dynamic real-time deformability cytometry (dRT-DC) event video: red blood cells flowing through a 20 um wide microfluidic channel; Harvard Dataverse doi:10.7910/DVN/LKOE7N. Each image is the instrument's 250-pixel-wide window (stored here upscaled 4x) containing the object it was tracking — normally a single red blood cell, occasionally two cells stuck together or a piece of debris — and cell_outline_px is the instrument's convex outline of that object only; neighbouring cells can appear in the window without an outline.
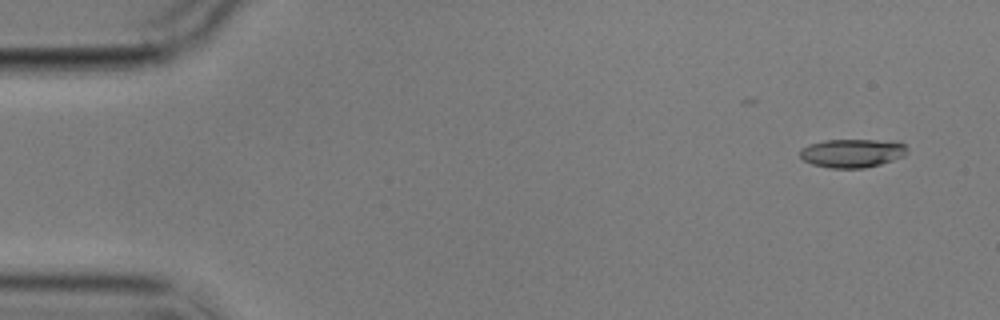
{"species": "common noctule bat (a hibernating species)", "species_latin": "Nyctalus noctula", "temperature_condition": "cold", "stored_images_in_passage": 6, "camera_frame_rate_fps": 3000, "um_per_image_px": 0.085, "animal": {"sex": "male", "body_mass_g": 17.9}, "frame": {"image": 1, "passage_image": 1, "time_ms": 0.0, "image_size_px": [1000, 320], "cell_outline_px": [[908, 152], [904, 156], [880, 164], [864, 168], [828, 168], [812, 164], [804, 160], [800, 156], [800, 148], [808, 144], [824, 140], [900, 140], [908, 148]], "centroid_in_image_um": [72.47, 13.0], "position_along_channel_um": 12.5, "area_um2": 18.15}}
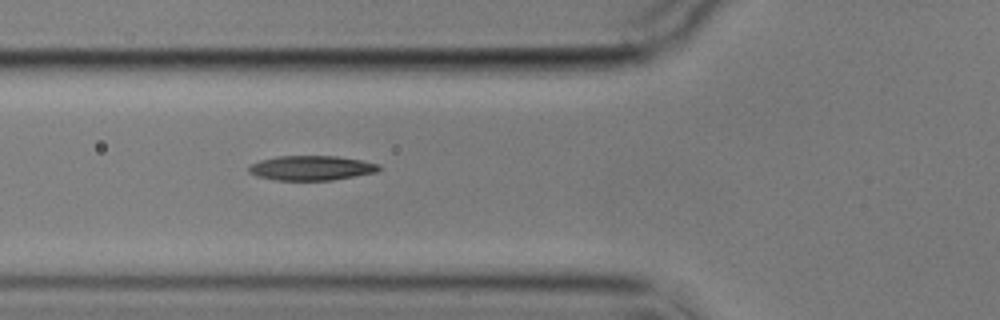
{"frame": {"image": 2, "passage_image": 6, "time_ms": 5.667, "image_size_px": [1000, 320], "cell_outline_px": [[380, 168], [376, 172], [356, 176], [332, 180], [276, 180], [256, 176], [248, 172], [248, 164], [260, 160], [276, 156], [336, 156], [360, 160], [380, 164]], "centroid_in_image_um": [26.42, 14.28], "position_along_channel_um": 99.4, "area_um2": 18.79}}